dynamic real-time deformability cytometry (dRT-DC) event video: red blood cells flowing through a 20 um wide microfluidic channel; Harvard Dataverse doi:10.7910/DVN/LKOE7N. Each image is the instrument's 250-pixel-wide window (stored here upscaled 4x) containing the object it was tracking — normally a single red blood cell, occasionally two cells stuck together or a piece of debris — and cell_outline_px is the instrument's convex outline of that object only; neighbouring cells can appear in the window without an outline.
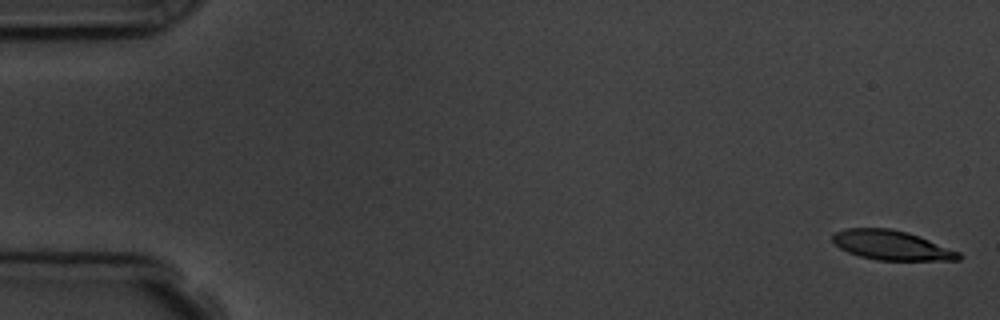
{"species": "common noctule bat (a hibernating species)", "species_latin": "Nyctalus noctula", "temperature_condition": "room temperature", "stored_images_in_passage": 5, "camera_frame_rate_fps": 3000, "um_per_image_px": 0.085, "animal": {"sex": "male", "body_mass_g": 19.5, "forearm_length_mm": 54.6}, "frame": {"image": 1, "passage_image": 1, "time_ms": 0.0, "image_size_px": [1000, 320], "cell_outline_px": [[964, 256], [960, 260], [876, 260], [860, 256], [848, 252], [840, 248], [832, 240], [832, 236], [836, 232], [844, 228], [892, 228], [908, 232], [960, 252]], "centroid_in_image_um": [75.79, 20.84], "position_along_channel_um": 9.2, "area_um2": 21.68}}
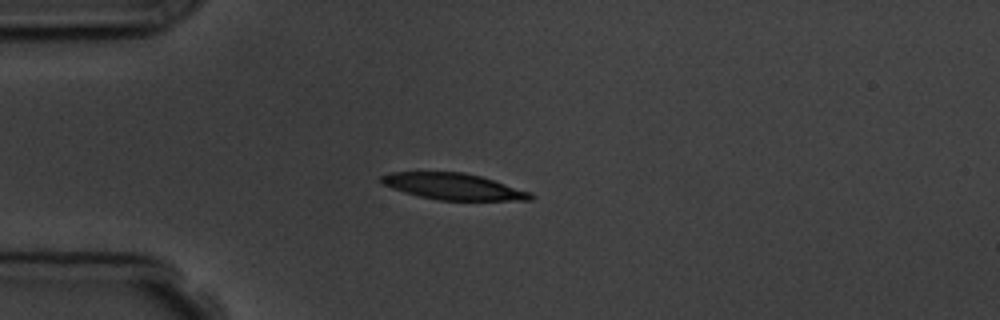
{"frame": {"image": 2, "passage_image": 5, "time_ms": 4.333, "image_size_px": [1000, 320], "cell_outline_px": [[536, 196], [532, 200], [440, 200], [420, 196], [404, 192], [392, 188], [384, 184], [380, 180], [380, 176], [392, 172], [464, 172], [480, 176], [532, 192]], "centroid_in_image_um": [38.57, 15.85], "position_along_channel_um": 46.4, "area_um2": 22.77}}